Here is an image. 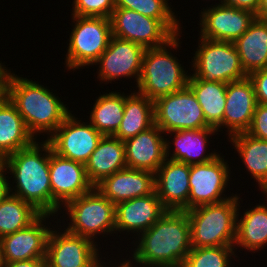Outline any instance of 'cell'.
I'll return each instance as SVG.
<instances>
[{"label": "cell", "mask_w": 267, "mask_h": 267, "mask_svg": "<svg viewBox=\"0 0 267 267\" xmlns=\"http://www.w3.org/2000/svg\"><path fill=\"white\" fill-rule=\"evenodd\" d=\"M129 267H155L184 263L191 246L186 211L167 210L148 230L132 241Z\"/></svg>", "instance_id": "1"}, {"label": "cell", "mask_w": 267, "mask_h": 267, "mask_svg": "<svg viewBox=\"0 0 267 267\" xmlns=\"http://www.w3.org/2000/svg\"><path fill=\"white\" fill-rule=\"evenodd\" d=\"M11 70L5 68L3 93L16 106L35 139L40 140L38 137L41 134L48 139L73 111L62 98L56 96V90H50L39 81L21 77Z\"/></svg>", "instance_id": "2"}, {"label": "cell", "mask_w": 267, "mask_h": 267, "mask_svg": "<svg viewBox=\"0 0 267 267\" xmlns=\"http://www.w3.org/2000/svg\"><path fill=\"white\" fill-rule=\"evenodd\" d=\"M49 161L50 143L46 139L36 140L4 158L10 179L8 192L30 203L41 214L52 215Z\"/></svg>", "instance_id": "3"}, {"label": "cell", "mask_w": 267, "mask_h": 267, "mask_svg": "<svg viewBox=\"0 0 267 267\" xmlns=\"http://www.w3.org/2000/svg\"><path fill=\"white\" fill-rule=\"evenodd\" d=\"M181 34L175 35L163 46L145 50L140 78L135 86L138 93L154 101L188 85L190 69L186 70L173 54L174 50L181 47Z\"/></svg>", "instance_id": "4"}, {"label": "cell", "mask_w": 267, "mask_h": 267, "mask_svg": "<svg viewBox=\"0 0 267 267\" xmlns=\"http://www.w3.org/2000/svg\"><path fill=\"white\" fill-rule=\"evenodd\" d=\"M115 211L116 205L94 187L84 195L68 201L59 213L61 215L66 212L68 216L63 214L57 221H62V227L69 233L88 238L100 245L97 241L101 236L99 240L108 235L114 236ZM65 220H69L68 224L64 223Z\"/></svg>", "instance_id": "5"}, {"label": "cell", "mask_w": 267, "mask_h": 267, "mask_svg": "<svg viewBox=\"0 0 267 267\" xmlns=\"http://www.w3.org/2000/svg\"><path fill=\"white\" fill-rule=\"evenodd\" d=\"M239 194L215 204L186 211L190 224L191 246H233L236 241Z\"/></svg>", "instance_id": "6"}, {"label": "cell", "mask_w": 267, "mask_h": 267, "mask_svg": "<svg viewBox=\"0 0 267 267\" xmlns=\"http://www.w3.org/2000/svg\"><path fill=\"white\" fill-rule=\"evenodd\" d=\"M65 63L67 71L89 68L107 49L112 36L111 21L105 17L71 15Z\"/></svg>", "instance_id": "7"}, {"label": "cell", "mask_w": 267, "mask_h": 267, "mask_svg": "<svg viewBox=\"0 0 267 267\" xmlns=\"http://www.w3.org/2000/svg\"><path fill=\"white\" fill-rule=\"evenodd\" d=\"M191 58L189 78L207 82L230 83L247 77L233 42L215 41L199 37Z\"/></svg>", "instance_id": "8"}, {"label": "cell", "mask_w": 267, "mask_h": 267, "mask_svg": "<svg viewBox=\"0 0 267 267\" xmlns=\"http://www.w3.org/2000/svg\"><path fill=\"white\" fill-rule=\"evenodd\" d=\"M153 102L154 124L164 134L179 130L212 128L206 123L203 110L188 85L174 93L160 96Z\"/></svg>", "instance_id": "9"}, {"label": "cell", "mask_w": 267, "mask_h": 267, "mask_svg": "<svg viewBox=\"0 0 267 267\" xmlns=\"http://www.w3.org/2000/svg\"><path fill=\"white\" fill-rule=\"evenodd\" d=\"M229 167L227 159L221 154L208 163L190 165L188 210L220 203L236 195L233 192L228 196L225 194L227 188L230 190L228 185L233 177L230 176L233 169Z\"/></svg>", "instance_id": "10"}, {"label": "cell", "mask_w": 267, "mask_h": 267, "mask_svg": "<svg viewBox=\"0 0 267 267\" xmlns=\"http://www.w3.org/2000/svg\"><path fill=\"white\" fill-rule=\"evenodd\" d=\"M101 249V245L98 246L88 238L69 233L64 227L62 228L61 222H57L48 237L45 266L93 267L100 258H103Z\"/></svg>", "instance_id": "11"}, {"label": "cell", "mask_w": 267, "mask_h": 267, "mask_svg": "<svg viewBox=\"0 0 267 267\" xmlns=\"http://www.w3.org/2000/svg\"><path fill=\"white\" fill-rule=\"evenodd\" d=\"M145 50L139 44L112 35L107 49L93 64L98 67L96 78L99 83L112 84V81H120L122 78L127 80L134 78L137 86Z\"/></svg>", "instance_id": "12"}, {"label": "cell", "mask_w": 267, "mask_h": 267, "mask_svg": "<svg viewBox=\"0 0 267 267\" xmlns=\"http://www.w3.org/2000/svg\"><path fill=\"white\" fill-rule=\"evenodd\" d=\"M76 116L70 113L46 140L58 156L85 164L103 135Z\"/></svg>", "instance_id": "13"}, {"label": "cell", "mask_w": 267, "mask_h": 267, "mask_svg": "<svg viewBox=\"0 0 267 267\" xmlns=\"http://www.w3.org/2000/svg\"><path fill=\"white\" fill-rule=\"evenodd\" d=\"M49 174L52 192V215L70 200L91 191L85 164L58 156L50 145Z\"/></svg>", "instance_id": "14"}, {"label": "cell", "mask_w": 267, "mask_h": 267, "mask_svg": "<svg viewBox=\"0 0 267 267\" xmlns=\"http://www.w3.org/2000/svg\"><path fill=\"white\" fill-rule=\"evenodd\" d=\"M199 12V37L215 41L235 42L256 18L249 10L238 9L222 1L214 2Z\"/></svg>", "instance_id": "15"}, {"label": "cell", "mask_w": 267, "mask_h": 267, "mask_svg": "<svg viewBox=\"0 0 267 267\" xmlns=\"http://www.w3.org/2000/svg\"><path fill=\"white\" fill-rule=\"evenodd\" d=\"M110 21L113 36L145 49L163 46L175 36L159 19L126 8H115Z\"/></svg>", "instance_id": "16"}, {"label": "cell", "mask_w": 267, "mask_h": 267, "mask_svg": "<svg viewBox=\"0 0 267 267\" xmlns=\"http://www.w3.org/2000/svg\"><path fill=\"white\" fill-rule=\"evenodd\" d=\"M56 217L51 214H40L27 227L0 238L5 263L46 258L48 237L52 227L58 222L54 221ZM49 220L55 224L51 225Z\"/></svg>", "instance_id": "17"}, {"label": "cell", "mask_w": 267, "mask_h": 267, "mask_svg": "<svg viewBox=\"0 0 267 267\" xmlns=\"http://www.w3.org/2000/svg\"><path fill=\"white\" fill-rule=\"evenodd\" d=\"M167 210L154 191L148 196L125 200L116 204L115 235H133L131 240L148 230ZM118 231V232H117Z\"/></svg>", "instance_id": "18"}, {"label": "cell", "mask_w": 267, "mask_h": 267, "mask_svg": "<svg viewBox=\"0 0 267 267\" xmlns=\"http://www.w3.org/2000/svg\"><path fill=\"white\" fill-rule=\"evenodd\" d=\"M217 134L219 133L215 128L168 132L165 137L168 136L171 141L168 137L165 138L166 158L188 165L208 163L222 154L215 149L212 152L208 149L213 141L212 136Z\"/></svg>", "instance_id": "19"}, {"label": "cell", "mask_w": 267, "mask_h": 267, "mask_svg": "<svg viewBox=\"0 0 267 267\" xmlns=\"http://www.w3.org/2000/svg\"><path fill=\"white\" fill-rule=\"evenodd\" d=\"M190 165L166 158L155 173V191L166 210L187 211Z\"/></svg>", "instance_id": "20"}, {"label": "cell", "mask_w": 267, "mask_h": 267, "mask_svg": "<svg viewBox=\"0 0 267 267\" xmlns=\"http://www.w3.org/2000/svg\"><path fill=\"white\" fill-rule=\"evenodd\" d=\"M257 104L254 85L248 76L227 83L224 111L227 138L249 129Z\"/></svg>", "instance_id": "21"}, {"label": "cell", "mask_w": 267, "mask_h": 267, "mask_svg": "<svg viewBox=\"0 0 267 267\" xmlns=\"http://www.w3.org/2000/svg\"><path fill=\"white\" fill-rule=\"evenodd\" d=\"M165 134L154 124L124 141L126 166L156 173L166 160Z\"/></svg>", "instance_id": "22"}, {"label": "cell", "mask_w": 267, "mask_h": 267, "mask_svg": "<svg viewBox=\"0 0 267 267\" xmlns=\"http://www.w3.org/2000/svg\"><path fill=\"white\" fill-rule=\"evenodd\" d=\"M95 187L116 205L125 200L152 194L155 191V174L125 168L104 178Z\"/></svg>", "instance_id": "23"}, {"label": "cell", "mask_w": 267, "mask_h": 267, "mask_svg": "<svg viewBox=\"0 0 267 267\" xmlns=\"http://www.w3.org/2000/svg\"><path fill=\"white\" fill-rule=\"evenodd\" d=\"M240 200L243 202L239 193L234 249H236V254L244 249L246 253L247 251L253 254L255 252L259 253L258 251L263 250L267 246V204L264 201L262 204L259 202L255 206H252V208L249 207L245 209L246 211L244 210L242 212L240 209L243 206ZM238 248L239 250L237 252Z\"/></svg>", "instance_id": "24"}, {"label": "cell", "mask_w": 267, "mask_h": 267, "mask_svg": "<svg viewBox=\"0 0 267 267\" xmlns=\"http://www.w3.org/2000/svg\"><path fill=\"white\" fill-rule=\"evenodd\" d=\"M36 141L28 130L16 106L2 92L0 94V156L27 148Z\"/></svg>", "instance_id": "25"}, {"label": "cell", "mask_w": 267, "mask_h": 267, "mask_svg": "<svg viewBox=\"0 0 267 267\" xmlns=\"http://www.w3.org/2000/svg\"><path fill=\"white\" fill-rule=\"evenodd\" d=\"M85 168L94 187L104 178L127 168L124 141L114 136H103L85 163Z\"/></svg>", "instance_id": "26"}, {"label": "cell", "mask_w": 267, "mask_h": 267, "mask_svg": "<svg viewBox=\"0 0 267 267\" xmlns=\"http://www.w3.org/2000/svg\"><path fill=\"white\" fill-rule=\"evenodd\" d=\"M234 44L247 76L267 68V21L255 18Z\"/></svg>", "instance_id": "27"}, {"label": "cell", "mask_w": 267, "mask_h": 267, "mask_svg": "<svg viewBox=\"0 0 267 267\" xmlns=\"http://www.w3.org/2000/svg\"><path fill=\"white\" fill-rule=\"evenodd\" d=\"M133 90L125 93L123 119L117 132L113 135L121 141L135 137L154 125L153 100L138 93L134 88Z\"/></svg>", "instance_id": "28"}, {"label": "cell", "mask_w": 267, "mask_h": 267, "mask_svg": "<svg viewBox=\"0 0 267 267\" xmlns=\"http://www.w3.org/2000/svg\"><path fill=\"white\" fill-rule=\"evenodd\" d=\"M188 86L195 94L203 110L206 123L218 132L223 131L227 83L207 82L200 78H189Z\"/></svg>", "instance_id": "29"}, {"label": "cell", "mask_w": 267, "mask_h": 267, "mask_svg": "<svg viewBox=\"0 0 267 267\" xmlns=\"http://www.w3.org/2000/svg\"><path fill=\"white\" fill-rule=\"evenodd\" d=\"M234 153H238L250 178L258 183L259 191L267 183V140L255 138L246 132L238 133L230 138Z\"/></svg>", "instance_id": "30"}, {"label": "cell", "mask_w": 267, "mask_h": 267, "mask_svg": "<svg viewBox=\"0 0 267 267\" xmlns=\"http://www.w3.org/2000/svg\"><path fill=\"white\" fill-rule=\"evenodd\" d=\"M120 90L104 92L96 97L87 118L90 124L103 136H113L120 127L124 115L125 92ZM122 93V94H121Z\"/></svg>", "instance_id": "31"}, {"label": "cell", "mask_w": 267, "mask_h": 267, "mask_svg": "<svg viewBox=\"0 0 267 267\" xmlns=\"http://www.w3.org/2000/svg\"><path fill=\"white\" fill-rule=\"evenodd\" d=\"M40 214L30 203L8 192L0 198V238L27 227Z\"/></svg>", "instance_id": "32"}, {"label": "cell", "mask_w": 267, "mask_h": 267, "mask_svg": "<svg viewBox=\"0 0 267 267\" xmlns=\"http://www.w3.org/2000/svg\"><path fill=\"white\" fill-rule=\"evenodd\" d=\"M170 0H115V8L134 10L146 17L159 19L174 35L182 33L181 19ZM173 10V11H172Z\"/></svg>", "instance_id": "33"}, {"label": "cell", "mask_w": 267, "mask_h": 267, "mask_svg": "<svg viewBox=\"0 0 267 267\" xmlns=\"http://www.w3.org/2000/svg\"><path fill=\"white\" fill-rule=\"evenodd\" d=\"M238 255L233 246L192 247L184 263L186 267H234Z\"/></svg>", "instance_id": "34"}, {"label": "cell", "mask_w": 267, "mask_h": 267, "mask_svg": "<svg viewBox=\"0 0 267 267\" xmlns=\"http://www.w3.org/2000/svg\"><path fill=\"white\" fill-rule=\"evenodd\" d=\"M72 6L70 15L110 19L115 9V0H73Z\"/></svg>", "instance_id": "35"}, {"label": "cell", "mask_w": 267, "mask_h": 267, "mask_svg": "<svg viewBox=\"0 0 267 267\" xmlns=\"http://www.w3.org/2000/svg\"><path fill=\"white\" fill-rule=\"evenodd\" d=\"M246 133L258 139L267 140V105L257 104L251 125Z\"/></svg>", "instance_id": "36"}, {"label": "cell", "mask_w": 267, "mask_h": 267, "mask_svg": "<svg viewBox=\"0 0 267 267\" xmlns=\"http://www.w3.org/2000/svg\"><path fill=\"white\" fill-rule=\"evenodd\" d=\"M248 77L253 82L257 103L267 105V68L255 71Z\"/></svg>", "instance_id": "37"}, {"label": "cell", "mask_w": 267, "mask_h": 267, "mask_svg": "<svg viewBox=\"0 0 267 267\" xmlns=\"http://www.w3.org/2000/svg\"><path fill=\"white\" fill-rule=\"evenodd\" d=\"M222 2L235 8L249 10L257 14L261 0H222Z\"/></svg>", "instance_id": "38"}, {"label": "cell", "mask_w": 267, "mask_h": 267, "mask_svg": "<svg viewBox=\"0 0 267 267\" xmlns=\"http://www.w3.org/2000/svg\"><path fill=\"white\" fill-rule=\"evenodd\" d=\"M5 267H45V258L5 263Z\"/></svg>", "instance_id": "39"}, {"label": "cell", "mask_w": 267, "mask_h": 267, "mask_svg": "<svg viewBox=\"0 0 267 267\" xmlns=\"http://www.w3.org/2000/svg\"><path fill=\"white\" fill-rule=\"evenodd\" d=\"M8 180L7 168L3 163L0 166V198L4 197L8 193Z\"/></svg>", "instance_id": "40"}, {"label": "cell", "mask_w": 267, "mask_h": 267, "mask_svg": "<svg viewBox=\"0 0 267 267\" xmlns=\"http://www.w3.org/2000/svg\"><path fill=\"white\" fill-rule=\"evenodd\" d=\"M104 259L106 260V257H103V259L100 258L98 260V262L93 267H129L128 261H127V257L126 258H121V260L119 262H116L117 260L114 259L115 260V264L114 265H113V263H111V262H114V261H111L110 259L107 258V261L109 260L110 262H105ZM116 263H118V264H116ZM106 264H108L109 266L106 265Z\"/></svg>", "instance_id": "41"}, {"label": "cell", "mask_w": 267, "mask_h": 267, "mask_svg": "<svg viewBox=\"0 0 267 267\" xmlns=\"http://www.w3.org/2000/svg\"><path fill=\"white\" fill-rule=\"evenodd\" d=\"M256 18L267 21V0H261Z\"/></svg>", "instance_id": "42"}, {"label": "cell", "mask_w": 267, "mask_h": 267, "mask_svg": "<svg viewBox=\"0 0 267 267\" xmlns=\"http://www.w3.org/2000/svg\"><path fill=\"white\" fill-rule=\"evenodd\" d=\"M0 267H5V260H4V254H3V247L0 240Z\"/></svg>", "instance_id": "43"}, {"label": "cell", "mask_w": 267, "mask_h": 267, "mask_svg": "<svg viewBox=\"0 0 267 267\" xmlns=\"http://www.w3.org/2000/svg\"><path fill=\"white\" fill-rule=\"evenodd\" d=\"M155 267H186V265L185 263H178V264L159 265Z\"/></svg>", "instance_id": "44"}, {"label": "cell", "mask_w": 267, "mask_h": 267, "mask_svg": "<svg viewBox=\"0 0 267 267\" xmlns=\"http://www.w3.org/2000/svg\"><path fill=\"white\" fill-rule=\"evenodd\" d=\"M5 64L0 61V82H3V74L5 71Z\"/></svg>", "instance_id": "45"}, {"label": "cell", "mask_w": 267, "mask_h": 267, "mask_svg": "<svg viewBox=\"0 0 267 267\" xmlns=\"http://www.w3.org/2000/svg\"><path fill=\"white\" fill-rule=\"evenodd\" d=\"M261 191L260 192H262V194H264L265 196V199L264 200H266L267 201V183L260 189ZM267 203V202H266Z\"/></svg>", "instance_id": "46"}, {"label": "cell", "mask_w": 267, "mask_h": 267, "mask_svg": "<svg viewBox=\"0 0 267 267\" xmlns=\"http://www.w3.org/2000/svg\"><path fill=\"white\" fill-rule=\"evenodd\" d=\"M3 92V82H0V94Z\"/></svg>", "instance_id": "47"}, {"label": "cell", "mask_w": 267, "mask_h": 267, "mask_svg": "<svg viewBox=\"0 0 267 267\" xmlns=\"http://www.w3.org/2000/svg\"><path fill=\"white\" fill-rule=\"evenodd\" d=\"M4 163V159L0 156V166Z\"/></svg>", "instance_id": "48"}]
</instances>
